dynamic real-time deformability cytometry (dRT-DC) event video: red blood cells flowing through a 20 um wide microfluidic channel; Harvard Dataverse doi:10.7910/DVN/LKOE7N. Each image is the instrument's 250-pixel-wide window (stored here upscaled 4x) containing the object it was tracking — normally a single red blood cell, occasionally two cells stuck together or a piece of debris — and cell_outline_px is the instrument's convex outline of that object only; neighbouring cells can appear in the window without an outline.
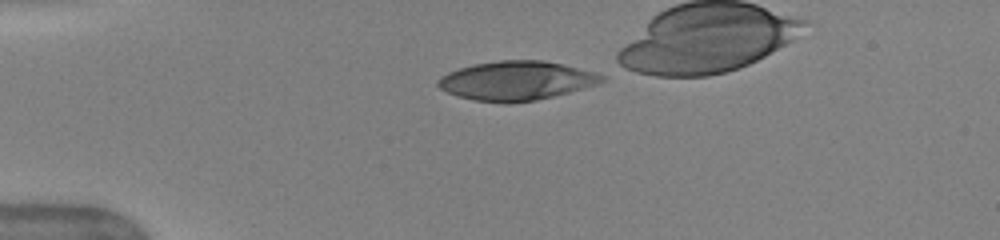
{"species": "human", "species_latin": "Homo sapiens", "temperature_condition": "warm", "stored_images_in_passage": 33, "camera_frame_rate_fps": 3000, "um_per_image_px": 0.085, "donor": {"sex": "female"}, "frame": {"image": 1, "passage_image": 1, "time_ms": 0.0, "image_size_px": [1000, 240], "cell_outline_px": [[608, 80], [596, 84], [568, 92], [536, 100], [508, 104], [476, 100], [460, 96], [448, 92], [440, 88], [436, 84], [436, 80], [440, 76], [448, 72], [460, 68], [476, 64], [500, 60], [544, 60], [608, 72]], "centroid_in_image_um": [44.02, 6.84], "position_along_channel_um": 41.0, "area_um2": 37.92}}